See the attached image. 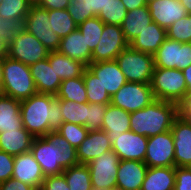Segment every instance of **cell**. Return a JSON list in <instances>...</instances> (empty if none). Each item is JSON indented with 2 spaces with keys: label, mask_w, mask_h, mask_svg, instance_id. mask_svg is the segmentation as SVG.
<instances>
[{
  "label": "cell",
  "mask_w": 191,
  "mask_h": 190,
  "mask_svg": "<svg viewBox=\"0 0 191 190\" xmlns=\"http://www.w3.org/2000/svg\"><path fill=\"white\" fill-rule=\"evenodd\" d=\"M30 151L45 177L62 174L65 169L79 165L76 148L58 131L34 138Z\"/></svg>",
  "instance_id": "cell-1"
},
{
  "label": "cell",
  "mask_w": 191,
  "mask_h": 190,
  "mask_svg": "<svg viewBox=\"0 0 191 190\" xmlns=\"http://www.w3.org/2000/svg\"><path fill=\"white\" fill-rule=\"evenodd\" d=\"M23 127L35 138L57 131L63 123L60 103L56 96L36 93L21 101Z\"/></svg>",
  "instance_id": "cell-2"
},
{
  "label": "cell",
  "mask_w": 191,
  "mask_h": 190,
  "mask_svg": "<svg viewBox=\"0 0 191 190\" xmlns=\"http://www.w3.org/2000/svg\"><path fill=\"white\" fill-rule=\"evenodd\" d=\"M179 114V105L156 99L144 109L130 113V129L149 138L171 130Z\"/></svg>",
  "instance_id": "cell-3"
},
{
  "label": "cell",
  "mask_w": 191,
  "mask_h": 190,
  "mask_svg": "<svg viewBox=\"0 0 191 190\" xmlns=\"http://www.w3.org/2000/svg\"><path fill=\"white\" fill-rule=\"evenodd\" d=\"M2 72L1 94L22 101L38 93L29 66L6 56Z\"/></svg>",
  "instance_id": "cell-4"
},
{
  "label": "cell",
  "mask_w": 191,
  "mask_h": 190,
  "mask_svg": "<svg viewBox=\"0 0 191 190\" xmlns=\"http://www.w3.org/2000/svg\"><path fill=\"white\" fill-rule=\"evenodd\" d=\"M151 89L157 100L181 105L187 97V85L183 71L179 69L154 68Z\"/></svg>",
  "instance_id": "cell-5"
},
{
  "label": "cell",
  "mask_w": 191,
  "mask_h": 190,
  "mask_svg": "<svg viewBox=\"0 0 191 190\" xmlns=\"http://www.w3.org/2000/svg\"><path fill=\"white\" fill-rule=\"evenodd\" d=\"M116 62L127 81L150 84L155 64L152 54L125 48L117 57Z\"/></svg>",
  "instance_id": "cell-6"
},
{
  "label": "cell",
  "mask_w": 191,
  "mask_h": 190,
  "mask_svg": "<svg viewBox=\"0 0 191 190\" xmlns=\"http://www.w3.org/2000/svg\"><path fill=\"white\" fill-rule=\"evenodd\" d=\"M50 25L48 10L40 6H31L23 22V28L39 40L49 52L58 51L61 39L52 31Z\"/></svg>",
  "instance_id": "cell-7"
},
{
  "label": "cell",
  "mask_w": 191,
  "mask_h": 190,
  "mask_svg": "<svg viewBox=\"0 0 191 190\" xmlns=\"http://www.w3.org/2000/svg\"><path fill=\"white\" fill-rule=\"evenodd\" d=\"M155 99L150 84L127 81L113 96L111 104L127 112L144 109Z\"/></svg>",
  "instance_id": "cell-8"
},
{
  "label": "cell",
  "mask_w": 191,
  "mask_h": 190,
  "mask_svg": "<svg viewBox=\"0 0 191 190\" xmlns=\"http://www.w3.org/2000/svg\"><path fill=\"white\" fill-rule=\"evenodd\" d=\"M49 50L32 34L23 29L7 48V56L30 66L48 58Z\"/></svg>",
  "instance_id": "cell-9"
},
{
  "label": "cell",
  "mask_w": 191,
  "mask_h": 190,
  "mask_svg": "<svg viewBox=\"0 0 191 190\" xmlns=\"http://www.w3.org/2000/svg\"><path fill=\"white\" fill-rule=\"evenodd\" d=\"M157 68L184 70L191 65V42L180 43L166 38L153 55Z\"/></svg>",
  "instance_id": "cell-10"
},
{
  "label": "cell",
  "mask_w": 191,
  "mask_h": 190,
  "mask_svg": "<svg viewBox=\"0 0 191 190\" xmlns=\"http://www.w3.org/2000/svg\"><path fill=\"white\" fill-rule=\"evenodd\" d=\"M119 157L110 150L87 164L92 187L109 190L116 186Z\"/></svg>",
  "instance_id": "cell-11"
},
{
  "label": "cell",
  "mask_w": 191,
  "mask_h": 190,
  "mask_svg": "<svg viewBox=\"0 0 191 190\" xmlns=\"http://www.w3.org/2000/svg\"><path fill=\"white\" fill-rule=\"evenodd\" d=\"M175 148L171 130L149 137L144 162L148 167L175 166Z\"/></svg>",
  "instance_id": "cell-12"
},
{
  "label": "cell",
  "mask_w": 191,
  "mask_h": 190,
  "mask_svg": "<svg viewBox=\"0 0 191 190\" xmlns=\"http://www.w3.org/2000/svg\"><path fill=\"white\" fill-rule=\"evenodd\" d=\"M128 46L121 26L105 24L100 41L92 52L91 62L115 60Z\"/></svg>",
  "instance_id": "cell-13"
},
{
  "label": "cell",
  "mask_w": 191,
  "mask_h": 190,
  "mask_svg": "<svg viewBox=\"0 0 191 190\" xmlns=\"http://www.w3.org/2000/svg\"><path fill=\"white\" fill-rule=\"evenodd\" d=\"M112 150L120 160H138L144 162L147 150L146 136L127 131L121 135H108Z\"/></svg>",
  "instance_id": "cell-14"
},
{
  "label": "cell",
  "mask_w": 191,
  "mask_h": 190,
  "mask_svg": "<svg viewBox=\"0 0 191 190\" xmlns=\"http://www.w3.org/2000/svg\"><path fill=\"white\" fill-rule=\"evenodd\" d=\"M175 148V167H191V123L179 114L171 127Z\"/></svg>",
  "instance_id": "cell-15"
},
{
  "label": "cell",
  "mask_w": 191,
  "mask_h": 190,
  "mask_svg": "<svg viewBox=\"0 0 191 190\" xmlns=\"http://www.w3.org/2000/svg\"><path fill=\"white\" fill-rule=\"evenodd\" d=\"M11 178L20 180L34 187L36 190H40L45 176L41 166L30 151L14 156L13 174Z\"/></svg>",
  "instance_id": "cell-16"
},
{
  "label": "cell",
  "mask_w": 191,
  "mask_h": 190,
  "mask_svg": "<svg viewBox=\"0 0 191 190\" xmlns=\"http://www.w3.org/2000/svg\"><path fill=\"white\" fill-rule=\"evenodd\" d=\"M87 68L99 78L110 97L127 82L116 60L91 62Z\"/></svg>",
  "instance_id": "cell-17"
},
{
  "label": "cell",
  "mask_w": 191,
  "mask_h": 190,
  "mask_svg": "<svg viewBox=\"0 0 191 190\" xmlns=\"http://www.w3.org/2000/svg\"><path fill=\"white\" fill-rule=\"evenodd\" d=\"M153 22L168 29L174 22L188 15L179 0H158L147 4Z\"/></svg>",
  "instance_id": "cell-18"
},
{
  "label": "cell",
  "mask_w": 191,
  "mask_h": 190,
  "mask_svg": "<svg viewBox=\"0 0 191 190\" xmlns=\"http://www.w3.org/2000/svg\"><path fill=\"white\" fill-rule=\"evenodd\" d=\"M110 150H112V144L105 131H90L85 140L76 148L77 159L79 164L87 165Z\"/></svg>",
  "instance_id": "cell-19"
},
{
  "label": "cell",
  "mask_w": 191,
  "mask_h": 190,
  "mask_svg": "<svg viewBox=\"0 0 191 190\" xmlns=\"http://www.w3.org/2000/svg\"><path fill=\"white\" fill-rule=\"evenodd\" d=\"M148 166L138 160H120L116 186L124 190H141Z\"/></svg>",
  "instance_id": "cell-20"
},
{
  "label": "cell",
  "mask_w": 191,
  "mask_h": 190,
  "mask_svg": "<svg viewBox=\"0 0 191 190\" xmlns=\"http://www.w3.org/2000/svg\"><path fill=\"white\" fill-rule=\"evenodd\" d=\"M38 93L56 96L62 80L56 75L48 58L29 66Z\"/></svg>",
  "instance_id": "cell-21"
},
{
  "label": "cell",
  "mask_w": 191,
  "mask_h": 190,
  "mask_svg": "<svg viewBox=\"0 0 191 190\" xmlns=\"http://www.w3.org/2000/svg\"><path fill=\"white\" fill-rule=\"evenodd\" d=\"M34 136L24 127L0 133V150L12 156L30 152Z\"/></svg>",
  "instance_id": "cell-22"
},
{
  "label": "cell",
  "mask_w": 191,
  "mask_h": 190,
  "mask_svg": "<svg viewBox=\"0 0 191 190\" xmlns=\"http://www.w3.org/2000/svg\"><path fill=\"white\" fill-rule=\"evenodd\" d=\"M58 51L67 57L79 60L86 66L91 63L92 52L78 29L61 39Z\"/></svg>",
  "instance_id": "cell-23"
},
{
  "label": "cell",
  "mask_w": 191,
  "mask_h": 190,
  "mask_svg": "<svg viewBox=\"0 0 191 190\" xmlns=\"http://www.w3.org/2000/svg\"><path fill=\"white\" fill-rule=\"evenodd\" d=\"M166 38V29L152 22L129 43V46L134 50L154 55Z\"/></svg>",
  "instance_id": "cell-24"
},
{
  "label": "cell",
  "mask_w": 191,
  "mask_h": 190,
  "mask_svg": "<svg viewBox=\"0 0 191 190\" xmlns=\"http://www.w3.org/2000/svg\"><path fill=\"white\" fill-rule=\"evenodd\" d=\"M152 22L148 6L127 11V15L121 24L126 41L130 43Z\"/></svg>",
  "instance_id": "cell-25"
},
{
  "label": "cell",
  "mask_w": 191,
  "mask_h": 190,
  "mask_svg": "<svg viewBox=\"0 0 191 190\" xmlns=\"http://www.w3.org/2000/svg\"><path fill=\"white\" fill-rule=\"evenodd\" d=\"M175 166L148 167L141 190H174Z\"/></svg>",
  "instance_id": "cell-26"
},
{
  "label": "cell",
  "mask_w": 191,
  "mask_h": 190,
  "mask_svg": "<svg viewBox=\"0 0 191 190\" xmlns=\"http://www.w3.org/2000/svg\"><path fill=\"white\" fill-rule=\"evenodd\" d=\"M48 60L51 67H54L56 75H58L62 81L70 78L81 77L87 67L79 60L67 57L59 51L49 52Z\"/></svg>",
  "instance_id": "cell-27"
},
{
  "label": "cell",
  "mask_w": 191,
  "mask_h": 190,
  "mask_svg": "<svg viewBox=\"0 0 191 190\" xmlns=\"http://www.w3.org/2000/svg\"><path fill=\"white\" fill-rule=\"evenodd\" d=\"M20 107V100L0 93V133L23 127Z\"/></svg>",
  "instance_id": "cell-28"
},
{
  "label": "cell",
  "mask_w": 191,
  "mask_h": 190,
  "mask_svg": "<svg viewBox=\"0 0 191 190\" xmlns=\"http://www.w3.org/2000/svg\"><path fill=\"white\" fill-rule=\"evenodd\" d=\"M101 130L105 131L107 135H121L124 132L130 131V112L111 103L108 104Z\"/></svg>",
  "instance_id": "cell-29"
},
{
  "label": "cell",
  "mask_w": 191,
  "mask_h": 190,
  "mask_svg": "<svg viewBox=\"0 0 191 190\" xmlns=\"http://www.w3.org/2000/svg\"><path fill=\"white\" fill-rule=\"evenodd\" d=\"M56 99L71 100L75 103H87V94L83 75L62 81Z\"/></svg>",
  "instance_id": "cell-30"
},
{
  "label": "cell",
  "mask_w": 191,
  "mask_h": 190,
  "mask_svg": "<svg viewBox=\"0 0 191 190\" xmlns=\"http://www.w3.org/2000/svg\"><path fill=\"white\" fill-rule=\"evenodd\" d=\"M83 79L86 88L88 103H98L108 105L111 97L106 89L102 87L99 78L93 74L87 67L83 72Z\"/></svg>",
  "instance_id": "cell-31"
},
{
  "label": "cell",
  "mask_w": 191,
  "mask_h": 190,
  "mask_svg": "<svg viewBox=\"0 0 191 190\" xmlns=\"http://www.w3.org/2000/svg\"><path fill=\"white\" fill-rule=\"evenodd\" d=\"M56 100L60 103L63 123L69 122L85 126L88 118V102L75 103L71 100Z\"/></svg>",
  "instance_id": "cell-32"
},
{
  "label": "cell",
  "mask_w": 191,
  "mask_h": 190,
  "mask_svg": "<svg viewBox=\"0 0 191 190\" xmlns=\"http://www.w3.org/2000/svg\"><path fill=\"white\" fill-rule=\"evenodd\" d=\"M65 176L70 190H91L92 183L90 179L89 167L85 164L65 169L62 173Z\"/></svg>",
  "instance_id": "cell-33"
},
{
  "label": "cell",
  "mask_w": 191,
  "mask_h": 190,
  "mask_svg": "<svg viewBox=\"0 0 191 190\" xmlns=\"http://www.w3.org/2000/svg\"><path fill=\"white\" fill-rule=\"evenodd\" d=\"M48 14L51 29L60 39L66 37L78 28L66 9L48 10Z\"/></svg>",
  "instance_id": "cell-34"
},
{
  "label": "cell",
  "mask_w": 191,
  "mask_h": 190,
  "mask_svg": "<svg viewBox=\"0 0 191 190\" xmlns=\"http://www.w3.org/2000/svg\"><path fill=\"white\" fill-rule=\"evenodd\" d=\"M104 25L105 24L98 17H92L78 25L77 29L85 37V40L91 52L94 51L100 41Z\"/></svg>",
  "instance_id": "cell-35"
},
{
  "label": "cell",
  "mask_w": 191,
  "mask_h": 190,
  "mask_svg": "<svg viewBox=\"0 0 191 190\" xmlns=\"http://www.w3.org/2000/svg\"><path fill=\"white\" fill-rule=\"evenodd\" d=\"M31 5L27 0H2L0 3V17L11 20H22L29 13Z\"/></svg>",
  "instance_id": "cell-36"
},
{
  "label": "cell",
  "mask_w": 191,
  "mask_h": 190,
  "mask_svg": "<svg viewBox=\"0 0 191 190\" xmlns=\"http://www.w3.org/2000/svg\"><path fill=\"white\" fill-rule=\"evenodd\" d=\"M126 15L127 10L121 0H109L98 18L104 24L121 26Z\"/></svg>",
  "instance_id": "cell-37"
},
{
  "label": "cell",
  "mask_w": 191,
  "mask_h": 190,
  "mask_svg": "<svg viewBox=\"0 0 191 190\" xmlns=\"http://www.w3.org/2000/svg\"><path fill=\"white\" fill-rule=\"evenodd\" d=\"M167 38L180 43L191 42V14L186 15L177 22H174L166 30Z\"/></svg>",
  "instance_id": "cell-38"
},
{
  "label": "cell",
  "mask_w": 191,
  "mask_h": 190,
  "mask_svg": "<svg viewBox=\"0 0 191 190\" xmlns=\"http://www.w3.org/2000/svg\"><path fill=\"white\" fill-rule=\"evenodd\" d=\"M57 131L75 148L85 140L89 132L83 125L69 122L62 123Z\"/></svg>",
  "instance_id": "cell-39"
},
{
  "label": "cell",
  "mask_w": 191,
  "mask_h": 190,
  "mask_svg": "<svg viewBox=\"0 0 191 190\" xmlns=\"http://www.w3.org/2000/svg\"><path fill=\"white\" fill-rule=\"evenodd\" d=\"M66 10L69 12L77 26L93 17L91 11V0H70L69 6Z\"/></svg>",
  "instance_id": "cell-40"
},
{
  "label": "cell",
  "mask_w": 191,
  "mask_h": 190,
  "mask_svg": "<svg viewBox=\"0 0 191 190\" xmlns=\"http://www.w3.org/2000/svg\"><path fill=\"white\" fill-rule=\"evenodd\" d=\"M107 105L88 103V118L85 128L90 131H100Z\"/></svg>",
  "instance_id": "cell-41"
},
{
  "label": "cell",
  "mask_w": 191,
  "mask_h": 190,
  "mask_svg": "<svg viewBox=\"0 0 191 190\" xmlns=\"http://www.w3.org/2000/svg\"><path fill=\"white\" fill-rule=\"evenodd\" d=\"M22 20H11L0 17V38L8 45L23 30Z\"/></svg>",
  "instance_id": "cell-42"
},
{
  "label": "cell",
  "mask_w": 191,
  "mask_h": 190,
  "mask_svg": "<svg viewBox=\"0 0 191 190\" xmlns=\"http://www.w3.org/2000/svg\"><path fill=\"white\" fill-rule=\"evenodd\" d=\"M174 190H191V167H175Z\"/></svg>",
  "instance_id": "cell-43"
},
{
  "label": "cell",
  "mask_w": 191,
  "mask_h": 190,
  "mask_svg": "<svg viewBox=\"0 0 191 190\" xmlns=\"http://www.w3.org/2000/svg\"><path fill=\"white\" fill-rule=\"evenodd\" d=\"M13 166L14 156L0 150V183L12 177Z\"/></svg>",
  "instance_id": "cell-44"
},
{
  "label": "cell",
  "mask_w": 191,
  "mask_h": 190,
  "mask_svg": "<svg viewBox=\"0 0 191 190\" xmlns=\"http://www.w3.org/2000/svg\"><path fill=\"white\" fill-rule=\"evenodd\" d=\"M40 190H70L63 174L46 176Z\"/></svg>",
  "instance_id": "cell-45"
},
{
  "label": "cell",
  "mask_w": 191,
  "mask_h": 190,
  "mask_svg": "<svg viewBox=\"0 0 191 190\" xmlns=\"http://www.w3.org/2000/svg\"><path fill=\"white\" fill-rule=\"evenodd\" d=\"M0 190H36L34 187L17 179H8L0 183Z\"/></svg>",
  "instance_id": "cell-46"
},
{
  "label": "cell",
  "mask_w": 191,
  "mask_h": 190,
  "mask_svg": "<svg viewBox=\"0 0 191 190\" xmlns=\"http://www.w3.org/2000/svg\"><path fill=\"white\" fill-rule=\"evenodd\" d=\"M70 0H42L40 7L46 10H63L69 6Z\"/></svg>",
  "instance_id": "cell-47"
},
{
  "label": "cell",
  "mask_w": 191,
  "mask_h": 190,
  "mask_svg": "<svg viewBox=\"0 0 191 190\" xmlns=\"http://www.w3.org/2000/svg\"><path fill=\"white\" fill-rule=\"evenodd\" d=\"M109 0H91V11L93 17H98L100 12L105 8Z\"/></svg>",
  "instance_id": "cell-48"
},
{
  "label": "cell",
  "mask_w": 191,
  "mask_h": 190,
  "mask_svg": "<svg viewBox=\"0 0 191 190\" xmlns=\"http://www.w3.org/2000/svg\"><path fill=\"white\" fill-rule=\"evenodd\" d=\"M125 5L127 11H132L134 9L147 6L145 0H121Z\"/></svg>",
  "instance_id": "cell-49"
},
{
  "label": "cell",
  "mask_w": 191,
  "mask_h": 190,
  "mask_svg": "<svg viewBox=\"0 0 191 190\" xmlns=\"http://www.w3.org/2000/svg\"><path fill=\"white\" fill-rule=\"evenodd\" d=\"M180 113H191V93H187L185 101L180 105Z\"/></svg>",
  "instance_id": "cell-50"
},
{
  "label": "cell",
  "mask_w": 191,
  "mask_h": 190,
  "mask_svg": "<svg viewBox=\"0 0 191 190\" xmlns=\"http://www.w3.org/2000/svg\"><path fill=\"white\" fill-rule=\"evenodd\" d=\"M183 71L184 79L187 85V93H191V65L185 68Z\"/></svg>",
  "instance_id": "cell-51"
},
{
  "label": "cell",
  "mask_w": 191,
  "mask_h": 190,
  "mask_svg": "<svg viewBox=\"0 0 191 190\" xmlns=\"http://www.w3.org/2000/svg\"><path fill=\"white\" fill-rule=\"evenodd\" d=\"M7 48L8 45L6 42L0 38V57H6L7 56Z\"/></svg>",
  "instance_id": "cell-52"
},
{
  "label": "cell",
  "mask_w": 191,
  "mask_h": 190,
  "mask_svg": "<svg viewBox=\"0 0 191 190\" xmlns=\"http://www.w3.org/2000/svg\"><path fill=\"white\" fill-rule=\"evenodd\" d=\"M187 10L188 14H191V0H179Z\"/></svg>",
  "instance_id": "cell-53"
},
{
  "label": "cell",
  "mask_w": 191,
  "mask_h": 190,
  "mask_svg": "<svg viewBox=\"0 0 191 190\" xmlns=\"http://www.w3.org/2000/svg\"><path fill=\"white\" fill-rule=\"evenodd\" d=\"M3 58L4 57H0V91H1V88H2V84H3Z\"/></svg>",
  "instance_id": "cell-54"
},
{
  "label": "cell",
  "mask_w": 191,
  "mask_h": 190,
  "mask_svg": "<svg viewBox=\"0 0 191 190\" xmlns=\"http://www.w3.org/2000/svg\"><path fill=\"white\" fill-rule=\"evenodd\" d=\"M27 2L31 5V6H39L42 2V0H27Z\"/></svg>",
  "instance_id": "cell-55"
},
{
  "label": "cell",
  "mask_w": 191,
  "mask_h": 190,
  "mask_svg": "<svg viewBox=\"0 0 191 190\" xmlns=\"http://www.w3.org/2000/svg\"><path fill=\"white\" fill-rule=\"evenodd\" d=\"M180 114L186 117L188 121L191 123V113H180Z\"/></svg>",
  "instance_id": "cell-56"
},
{
  "label": "cell",
  "mask_w": 191,
  "mask_h": 190,
  "mask_svg": "<svg viewBox=\"0 0 191 190\" xmlns=\"http://www.w3.org/2000/svg\"><path fill=\"white\" fill-rule=\"evenodd\" d=\"M109 190H124V189H123V188H120V187L115 186V187H111Z\"/></svg>",
  "instance_id": "cell-57"
},
{
  "label": "cell",
  "mask_w": 191,
  "mask_h": 190,
  "mask_svg": "<svg viewBox=\"0 0 191 190\" xmlns=\"http://www.w3.org/2000/svg\"><path fill=\"white\" fill-rule=\"evenodd\" d=\"M154 1H158V0H145L146 4L154 2Z\"/></svg>",
  "instance_id": "cell-58"
},
{
  "label": "cell",
  "mask_w": 191,
  "mask_h": 190,
  "mask_svg": "<svg viewBox=\"0 0 191 190\" xmlns=\"http://www.w3.org/2000/svg\"><path fill=\"white\" fill-rule=\"evenodd\" d=\"M91 190H106V189H102V188H94V187H92Z\"/></svg>",
  "instance_id": "cell-59"
}]
</instances>
